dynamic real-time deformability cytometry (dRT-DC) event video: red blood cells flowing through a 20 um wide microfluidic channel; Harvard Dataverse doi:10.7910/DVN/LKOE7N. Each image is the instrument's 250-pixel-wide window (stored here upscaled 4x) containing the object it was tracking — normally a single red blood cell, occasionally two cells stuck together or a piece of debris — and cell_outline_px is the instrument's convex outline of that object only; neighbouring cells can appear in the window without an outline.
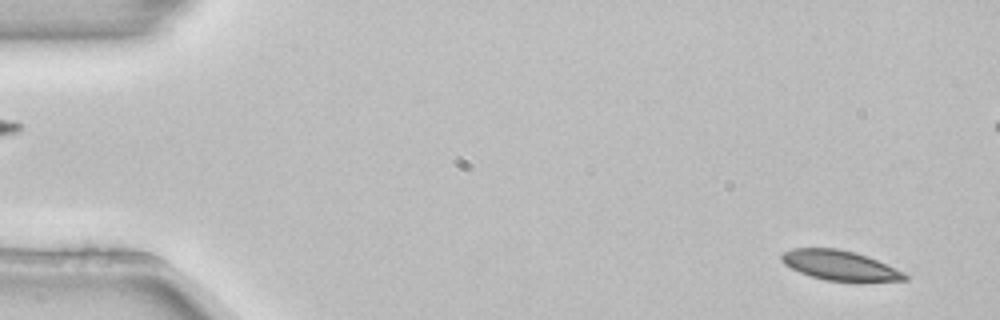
{"species": "common noctule bat (a hibernating species)", "species_latin": "Nyctalus noctula", "temperature_condition": "room temperature", "stored_images_in_passage": 4, "segment_of_instrument_passage": [2, 2], "camera_frame_rate_fps": 3000, "um_per_image_px": 0.085, "animal": {"sex": "female", "body_mass_g": 22.7, "forearm_length_mm": 54.2}, "frame": {"image": 1, "passage_image": 4, "time_ms": 1.0, "image_size_px": [1000, 320], "cell_outline_px": [[908, 280], [824, 280], [800, 272], [784, 264], [780, 260], [780, 256], [784, 252], [792, 248], [840, 248], [856, 252], [868, 256], [904, 272], [908, 276]], "centroid_in_image_um": [71.35, 22.52], "position_along_channel_um": 13.7, "area_um2": 21.04}}